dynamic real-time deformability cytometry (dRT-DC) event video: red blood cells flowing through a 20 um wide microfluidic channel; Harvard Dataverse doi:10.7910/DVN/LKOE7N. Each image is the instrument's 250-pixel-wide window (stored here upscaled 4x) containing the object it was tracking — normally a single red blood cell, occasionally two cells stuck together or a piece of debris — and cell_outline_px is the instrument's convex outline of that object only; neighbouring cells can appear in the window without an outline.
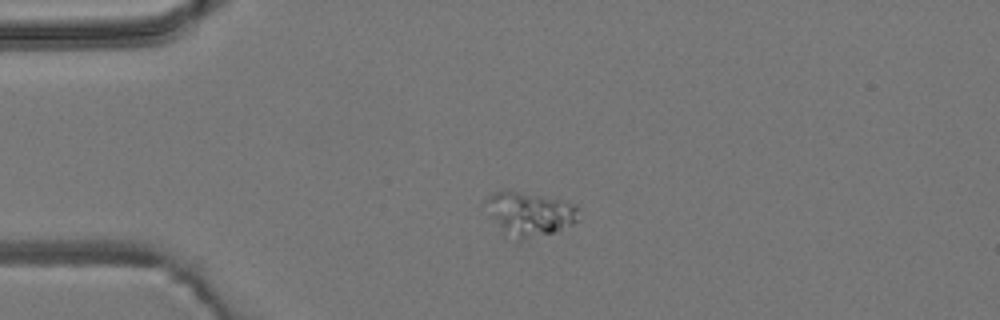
{"species": "common noctule bat (a hibernating species)", "species_latin": "Nyctalus noctula", "temperature_condition": "room temperature", "stored_images_in_passage": 2, "camera_frame_rate_fps": 3000, "um_per_image_px": 0.085, "animal": {"sex": "male", "body_mass_g": 19.2, "forearm_length_mm": 51.8}, "frame": {"image": 1, "passage_image": 1, "time_ms": 0.0, "image_size_px": [1000, 320], "cell_outline_px": [[580, 208], [576, 220], [552, 232], [520, 240], [504, 232], [492, 216], [488, 200], [488, 196], [492, 192], [516, 192], [540, 196], [560, 200], [576, 204]], "centroid_in_image_um": [45.07, 18.17], "position_along_channel_um": 39.9, "area_um2": 22.2}}